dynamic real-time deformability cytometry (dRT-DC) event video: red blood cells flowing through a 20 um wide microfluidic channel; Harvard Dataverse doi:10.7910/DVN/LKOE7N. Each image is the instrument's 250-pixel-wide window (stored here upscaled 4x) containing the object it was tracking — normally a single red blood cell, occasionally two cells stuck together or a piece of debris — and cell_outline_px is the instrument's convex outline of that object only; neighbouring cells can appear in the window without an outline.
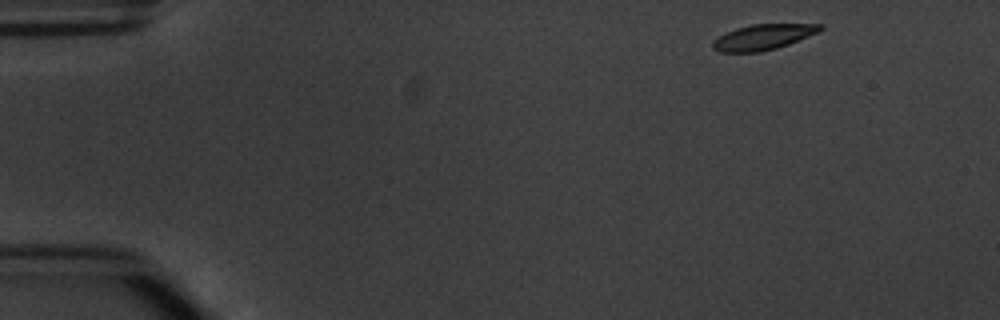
{"species": "common noctule bat (a hibernating species)", "species_latin": "Nyctalus noctula", "temperature_condition": "warm", "stored_images_in_passage": 5, "camera_frame_rate_fps": 3000, "um_per_image_px": 0.085, "animal": {"sex": "male", "body_mass_g": 20.1, "forearm_length_mm": 53.5}, "frame": {"image": 1, "passage_image": 1, "time_ms": 0.0, "image_size_px": [1000, 320], "cell_outline_px": [[824, 28], [820, 32], [788, 44], [776, 48], [760, 52], [720, 52], [712, 48], [712, 44], [720, 36], [736, 28], [752, 24], [824, 24]], "centroid_in_image_um": [64.92, 3.14], "position_along_channel_um": 20.1, "area_um2": 15.84}}
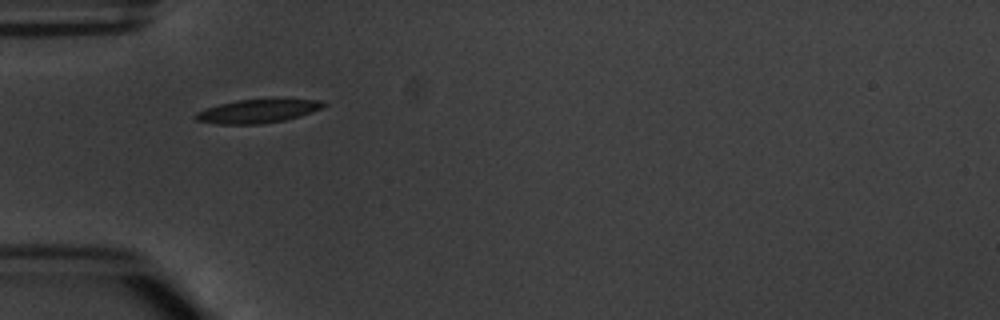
{"frame": {"image": 2, "passage_image": 4, "time_ms": 3.667, "image_size_px": [1000, 320], "cell_outline_px": [[328, 104], [312, 112], [300, 116], [284, 120], [260, 124], [216, 124], [196, 120], [192, 116], [196, 112], [220, 104], [236, 100], [276, 96], [320, 100]], "centroid_in_image_um": [21.96, 9.39], "position_along_channel_um": 63.0, "area_um2": 18.44}}